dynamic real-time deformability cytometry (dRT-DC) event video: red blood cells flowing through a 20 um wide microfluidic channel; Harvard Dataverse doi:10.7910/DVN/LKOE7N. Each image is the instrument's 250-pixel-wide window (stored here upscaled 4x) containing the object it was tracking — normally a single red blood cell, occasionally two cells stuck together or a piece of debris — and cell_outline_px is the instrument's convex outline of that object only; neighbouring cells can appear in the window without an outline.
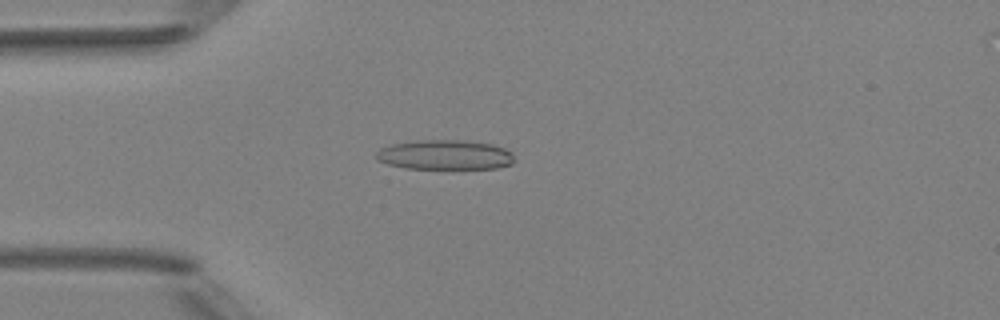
{"species": "Egyptian fruit bat (a non-hibernating species)", "species_latin": "Rousettus aegyptiacus", "temperature_condition": "room temperature", "stored_images_in_passage": 5, "camera_frame_rate_fps": 3000, "um_per_image_px": 0.085, "animal": {"sex": "female"}, "frame": {"image": 1, "passage_image": 3, "time_ms": 2.333, "image_size_px": [1000, 320], "cell_outline_px": [[516, 160], [512, 164], [496, 168], [404, 168], [388, 164], [376, 160], [376, 152], [380, 148], [392, 144], [416, 140], [468, 140], [492, 144], [504, 148], [512, 152]], "centroid_in_image_um": [37.84, 13.15], "position_along_channel_um": 47.2, "area_um2": 24.1}}
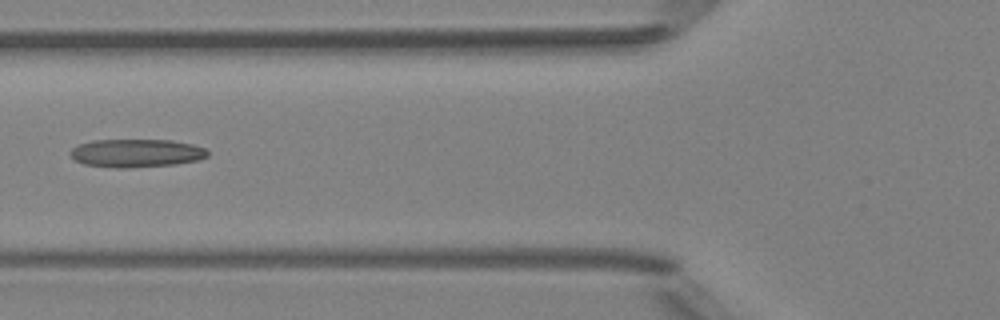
{"frame": {"image": 2, "passage_image": 5, "time_ms": 4.333, "image_size_px": [1000, 320], "cell_outline_px": [[208, 156], [200, 160], [176, 164], [128, 168], [112, 168], [84, 164], [76, 160], [68, 152], [72, 148], [80, 144], [92, 140], [172, 140], [192, 144], [204, 148], [208, 152]], "centroid_in_image_um": [11.59, 13.02], "position_along_channel_um": 114.2, "area_um2": 22.66}}